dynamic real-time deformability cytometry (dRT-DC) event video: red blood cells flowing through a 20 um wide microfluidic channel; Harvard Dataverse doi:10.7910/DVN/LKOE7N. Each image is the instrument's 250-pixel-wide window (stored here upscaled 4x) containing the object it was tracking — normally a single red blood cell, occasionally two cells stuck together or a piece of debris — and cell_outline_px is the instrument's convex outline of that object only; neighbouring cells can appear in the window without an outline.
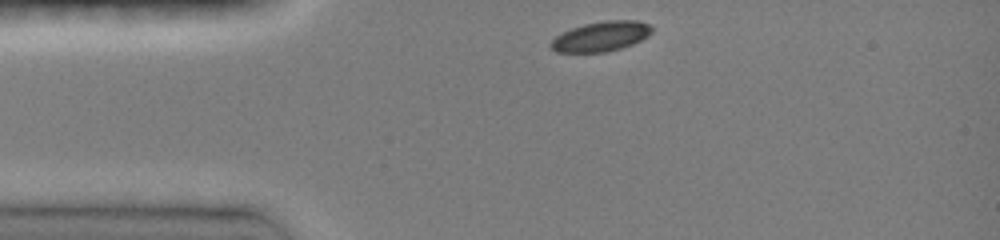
{"species": "common noctule bat (a hibernating species)", "species_latin": "Nyctalus noctula", "temperature_condition": "room temperature", "stored_images_in_passage": 3, "camera_frame_rate_fps": 3000, "um_per_image_px": 0.085, "animal": {"sex": "female", "body_mass_g": 19.0, "forearm_length_mm": 51.5}, "frame": {"image": 1, "passage_image": 1, "time_ms": 0.0, "image_size_px": [1000, 240], "cell_outline_px": [[652, 32], [648, 36], [632, 44], [620, 48], [604, 52], [556, 52], [548, 44], [556, 36], [572, 28], [584, 24], [604, 20], [636, 20], [648, 24], [652, 28]], "centroid_in_image_um": [51.08, 3.09], "position_along_channel_um": 33.9, "area_um2": 17.46}}